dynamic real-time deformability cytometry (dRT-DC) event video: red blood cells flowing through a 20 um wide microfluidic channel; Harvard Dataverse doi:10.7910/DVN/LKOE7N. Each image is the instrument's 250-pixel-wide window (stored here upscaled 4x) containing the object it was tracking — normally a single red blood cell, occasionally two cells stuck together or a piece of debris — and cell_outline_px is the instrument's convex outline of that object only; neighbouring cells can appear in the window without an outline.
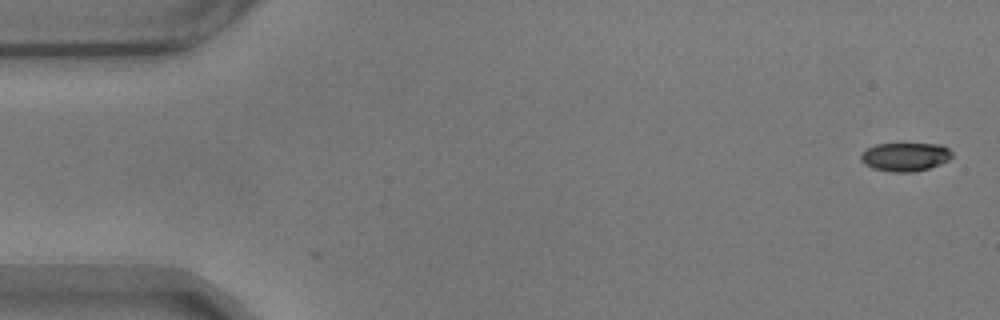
{"species": "common noctule bat (a hibernating species)", "species_latin": "Nyctalus noctula", "temperature_condition": "warm", "stored_images_in_passage": 2, "camera_frame_rate_fps": 3000, "um_per_image_px": 0.085, "animal": {"sex": "male", "body_mass_g": 17.9}, "frame": {"image": 1, "passage_image": 2, "time_ms": 0.333, "image_size_px": [1000, 320], "cell_outline_px": [[952, 156], [948, 160], [940, 164], [928, 168], [912, 172], [888, 172], [872, 168], [864, 164], [860, 160], [860, 156], [868, 148], [876, 144], [940, 144], [948, 148], [952, 152]], "centroid_in_image_um": [76.93, 13.34], "position_along_channel_um": 8.1, "area_um2": 15.14}}